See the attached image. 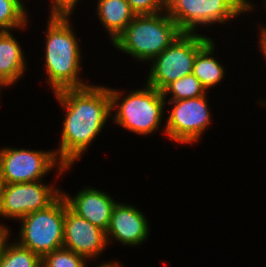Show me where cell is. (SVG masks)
I'll list each match as a JSON object with an SVG mask.
<instances>
[{
    "instance_id": "6da1fadb",
    "label": "cell",
    "mask_w": 266,
    "mask_h": 267,
    "mask_svg": "<svg viewBox=\"0 0 266 267\" xmlns=\"http://www.w3.org/2000/svg\"><path fill=\"white\" fill-rule=\"evenodd\" d=\"M54 95L61 108L66 109L60 149L55 153L62 165L69 169L99 135L112 114L109 88L90 84L64 89Z\"/></svg>"
},
{
    "instance_id": "7a4b0ae2",
    "label": "cell",
    "mask_w": 266,
    "mask_h": 267,
    "mask_svg": "<svg viewBox=\"0 0 266 267\" xmlns=\"http://www.w3.org/2000/svg\"><path fill=\"white\" fill-rule=\"evenodd\" d=\"M49 17L44 56L49 85L54 93L88 86L79 77L82 52L69 21L70 15L50 14Z\"/></svg>"
},
{
    "instance_id": "3957f363",
    "label": "cell",
    "mask_w": 266,
    "mask_h": 267,
    "mask_svg": "<svg viewBox=\"0 0 266 267\" xmlns=\"http://www.w3.org/2000/svg\"><path fill=\"white\" fill-rule=\"evenodd\" d=\"M182 32L167 11L136 15L113 46L139 61H152Z\"/></svg>"
},
{
    "instance_id": "277c9868",
    "label": "cell",
    "mask_w": 266,
    "mask_h": 267,
    "mask_svg": "<svg viewBox=\"0 0 266 267\" xmlns=\"http://www.w3.org/2000/svg\"><path fill=\"white\" fill-rule=\"evenodd\" d=\"M144 87L131 91L122 100L121 91L109 88V94L111 112L117 108L113 119L115 123L133 133L147 136L160 126L166 102L162 92L147 84Z\"/></svg>"
},
{
    "instance_id": "5b68a950",
    "label": "cell",
    "mask_w": 266,
    "mask_h": 267,
    "mask_svg": "<svg viewBox=\"0 0 266 267\" xmlns=\"http://www.w3.org/2000/svg\"><path fill=\"white\" fill-rule=\"evenodd\" d=\"M65 198L62 193L46 208L20 219L19 244L41 258L63 248Z\"/></svg>"
},
{
    "instance_id": "8992f818",
    "label": "cell",
    "mask_w": 266,
    "mask_h": 267,
    "mask_svg": "<svg viewBox=\"0 0 266 267\" xmlns=\"http://www.w3.org/2000/svg\"><path fill=\"white\" fill-rule=\"evenodd\" d=\"M247 0H167L166 11L182 33H196L197 25L223 23L253 10Z\"/></svg>"
},
{
    "instance_id": "52a82bcc",
    "label": "cell",
    "mask_w": 266,
    "mask_h": 267,
    "mask_svg": "<svg viewBox=\"0 0 266 267\" xmlns=\"http://www.w3.org/2000/svg\"><path fill=\"white\" fill-rule=\"evenodd\" d=\"M210 40L199 33H181L153 59L146 84L162 92L170 83L192 74L196 54Z\"/></svg>"
},
{
    "instance_id": "ba28073f",
    "label": "cell",
    "mask_w": 266,
    "mask_h": 267,
    "mask_svg": "<svg viewBox=\"0 0 266 267\" xmlns=\"http://www.w3.org/2000/svg\"><path fill=\"white\" fill-rule=\"evenodd\" d=\"M54 166L59 168L56 170L60 175L68 169L59 161L55 150L1 149L0 178L3 184L41 181Z\"/></svg>"
},
{
    "instance_id": "9c48e42d",
    "label": "cell",
    "mask_w": 266,
    "mask_h": 267,
    "mask_svg": "<svg viewBox=\"0 0 266 267\" xmlns=\"http://www.w3.org/2000/svg\"><path fill=\"white\" fill-rule=\"evenodd\" d=\"M174 104L169 110L164 133L174 143L191 144L197 142L211 124V113L206 94L197 98L168 101Z\"/></svg>"
},
{
    "instance_id": "30bf717a",
    "label": "cell",
    "mask_w": 266,
    "mask_h": 267,
    "mask_svg": "<svg viewBox=\"0 0 266 267\" xmlns=\"http://www.w3.org/2000/svg\"><path fill=\"white\" fill-rule=\"evenodd\" d=\"M60 194V189L46 185L42 180L3 184L0 196V215L20 220L29 213L46 208Z\"/></svg>"
},
{
    "instance_id": "8fae6325",
    "label": "cell",
    "mask_w": 266,
    "mask_h": 267,
    "mask_svg": "<svg viewBox=\"0 0 266 267\" xmlns=\"http://www.w3.org/2000/svg\"><path fill=\"white\" fill-rule=\"evenodd\" d=\"M63 248L88 259L96 258L108 245L106 232L78 216L65 200Z\"/></svg>"
},
{
    "instance_id": "7c38bea8",
    "label": "cell",
    "mask_w": 266,
    "mask_h": 267,
    "mask_svg": "<svg viewBox=\"0 0 266 267\" xmlns=\"http://www.w3.org/2000/svg\"><path fill=\"white\" fill-rule=\"evenodd\" d=\"M148 235L147 218L141 211L125 203L117 202L114 205L106 230L108 243H110V239L112 241L114 238L124 245L136 246L147 240Z\"/></svg>"
},
{
    "instance_id": "4fadbf2b",
    "label": "cell",
    "mask_w": 266,
    "mask_h": 267,
    "mask_svg": "<svg viewBox=\"0 0 266 267\" xmlns=\"http://www.w3.org/2000/svg\"><path fill=\"white\" fill-rule=\"evenodd\" d=\"M61 193L74 213L106 232L113 207L117 203L111 196L95 188H86V186L73 198Z\"/></svg>"
},
{
    "instance_id": "5bb4252c",
    "label": "cell",
    "mask_w": 266,
    "mask_h": 267,
    "mask_svg": "<svg viewBox=\"0 0 266 267\" xmlns=\"http://www.w3.org/2000/svg\"><path fill=\"white\" fill-rule=\"evenodd\" d=\"M22 48L10 31L0 32V85L10 87L26 71Z\"/></svg>"
},
{
    "instance_id": "9a60e30c",
    "label": "cell",
    "mask_w": 266,
    "mask_h": 267,
    "mask_svg": "<svg viewBox=\"0 0 266 267\" xmlns=\"http://www.w3.org/2000/svg\"><path fill=\"white\" fill-rule=\"evenodd\" d=\"M96 10L112 43L136 16L126 0H98Z\"/></svg>"
},
{
    "instance_id": "2e32d148",
    "label": "cell",
    "mask_w": 266,
    "mask_h": 267,
    "mask_svg": "<svg viewBox=\"0 0 266 267\" xmlns=\"http://www.w3.org/2000/svg\"><path fill=\"white\" fill-rule=\"evenodd\" d=\"M215 43L212 39L196 54L192 74L198 78L202 86L209 90L216 86L224 76V67L212 57Z\"/></svg>"
},
{
    "instance_id": "e0dca14e",
    "label": "cell",
    "mask_w": 266,
    "mask_h": 267,
    "mask_svg": "<svg viewBox=\"0 0 266 267\" xmlns=\"http://www.w3.org/2000/svg\"><path fill=\"white\" fill-rule=\"evenodd\" d=\"M42 258L18 242L6 244L0 267H42Z\"/></svg>"
},
{
    "instance_id": "ac0fdd59",
    "label": "cell",
    "mask_w": 266,
    "mask_h": 267,
    "mask_svg": "<svg viewBox=\"0 0 266 267\" xmlns=\"http://www.w3.org/2000/svg\"><path fill=\"white\" fill-rule=\"evenodd\" d=\"M207 93L201 82L193 74L186 75L170 83L163 91V97L166 99L168 94L173 97L169 101L186 100L197 98Z\"/></svg>"
},
{
    "instance_id": "d6986e66",
    "label": "cell",
    "mask_w": 266,
    "mask_h": 267,
    "mask_svg": "<svg viewBox=\"0 0 266 267\" xmlns=\"http://www.w3.org/2000/svg\"><path fill=\"white\" fill-rule=\"evenodd\" d=\"M26 10L17 0H0V32L24 28L28 21Z\"/></svg>"
},
{
    "instance_id": "ffe728a7",
    "label": "cell",
    "mask_w": 266,
    "mask_h": 267,
    "mask_svg": "<svg viewBox=\"0 0 266 267\" xmlns=\"http://www.w3.org/2000/svg\"><path fill=\"white\" fill-rule=\"evenodd\" d=\"M86 259L77 253L60 248L42 257V267H87Z\"/></svg>"
},
{
    "instance_id": "44dd1931",
    "label": "cell",
    "mask_w": 266,
    "mask_h": 267,
    "mask_svg": "<svg viewBox=\"0 0 266 267\" xmlns=\"http://www.w3.org/2000/svg\"><path fill=\"white\" fill-rule=\"evenodd\" d=\"M136 15L158 14L166 11L167 0H126Z\"/></svg>"
},
{
    "instance_id": "7402d4cb",
    "label": "cell",
    "mask_w": 266,
    "mask_h": 267,
    "mask_svg": "<svg viewBox=\"0 0 266 267\" xmlns=\"http://www.w3.org/2000/svg\"><path fill=\"white\" fill-rule=\"evenodd\" d=\"M79 0H52L50 14L71 15Z\"/></svg>"
},
{
    "instance_id": "603a6c76",
    "label": "cell",
    "mask_w": 266,
    "mask_h": 267,
    "mask_svg": "<svg viewBox=\"0 0 266 267\" xmlns=\"http://www.w3.org/2000/svg\"><path fill=\"white\" fill-rule=\"evenodd\" d=\"M9 228H7V226H3L2 224L0 225V259L3 253V250L6 246V244L8 243V237H9V232L10 230Z\"/></svg>"
},
{
    "instance_id": "cb8c5ba5",
    "label": "cell",
    "mask_w": 266,
    "mask_h": 267,
    "mask_svg": "<svg viewBox=\"0 0 266 267\" xmlns=\"http://www.w3.org/2000/svg\"><path fill=\"white\" fill-rule=\"evenodd\" d=\"M260 36H258V37H260V41H259V44H260V50L262 51V55H264V57H265V60H266V28H262L261 26H260Z\"/></svg>"
},
{
    "instance_id": "d4e9b609",
    "label": "cell",
    "mask_w": 266,
    "mask_h": 267,
    "mask_svg": "<svg viewBox=\"0 0 266 267\" xmlns=\"http://www.w3.org/2000/svg\"><path fill=\"white\" fill-rule=\"evenodd\" d=\"M98 267H122L118 262H105V263H103V264H100V266H98Z\"/></svg>"
},
{
    "instance_id": "484cf974",
    "label": "cell",
    "mask_w": 266,
    "mask_h": 267,
    "mask_svg": "<svg viewBox=\"0 0 266 267\" xmlns=\"http://www.w3.org/2000/svg\"><path fill=\"white\" fill-rule=\"evenodd\" d=\"M2 185H3V183H2V179L0 178V196H1Z\"/></svg>"
},
{
    "instance_id": "4316f807",
    "label": "cell",
    "mask_w": 266,
    "mask_h": 267,
    "mask_svg": "<svg viewBox=\"0 0 266 267\" xmlns=\"http://www.w3.org/2000/svg\"><path fill=\"white\" fill-rule=\"evenodd\" d=\"M259 104H262L263 106H264V105H266V103H265V102H263V101H261V103H259Z\"/></svg>"
}]
</instances>
